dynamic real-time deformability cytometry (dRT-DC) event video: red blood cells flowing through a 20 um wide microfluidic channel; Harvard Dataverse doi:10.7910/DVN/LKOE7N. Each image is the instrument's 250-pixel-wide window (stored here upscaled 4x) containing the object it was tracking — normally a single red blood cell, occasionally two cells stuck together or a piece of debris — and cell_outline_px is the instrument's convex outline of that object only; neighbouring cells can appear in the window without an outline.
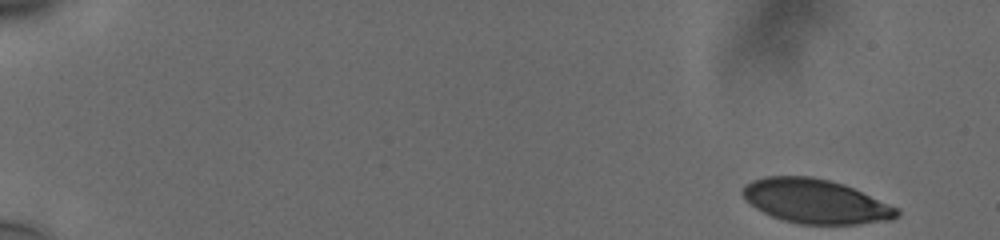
{"species": "human", "species_latin": "Homo sapiens", "temperature_condition": "cold", "stored_images_in_passage": 54, "camera_frame_rate_fps": 3000, "um_per_image_px": 0.085, "donor": {"sex": "male"}, "frame": {"image": 1, "passage_image": 1, "time_ms": 0.0, "image_size_px": [1000, 240], "cell_outline_px": [[900, 216], [892, 220], [860, 224], [800, 224], [784, 220], [772, 216], [756, 208], [740, 192], [744, 184], [752, 180], [764, 176], [812, 176], [844, 184], [900, 208]], "centroid_in_image_um": [69.36, 17.11], "position_along_channel_um": 15.6, "area_um2": 39.88}}
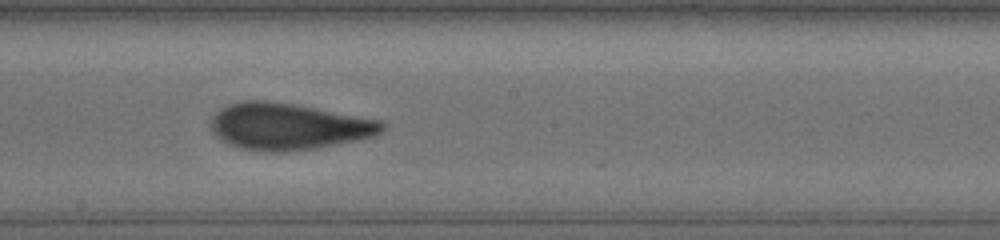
{"frame": {"image": 2, "passage_image": 31, "time_ms": 10.0, "image_size_px": [1000, 240], "cell_outline_px": [[388, 124], [380, 132], [372, 136], [356, 140], [316, 148], [284, 152], [272, 152], [240, 148], [228, 144], [220, 140], [212, 132], [208, 124], [212, 116], [220, 108], [228, 104], [244, 100], [268, 100], [292, 104], [380, 120]], "centroid_in_image_um": [24.43, 10.75], "position_along_channel_um": 223.8, "area_um2": 46.53}}
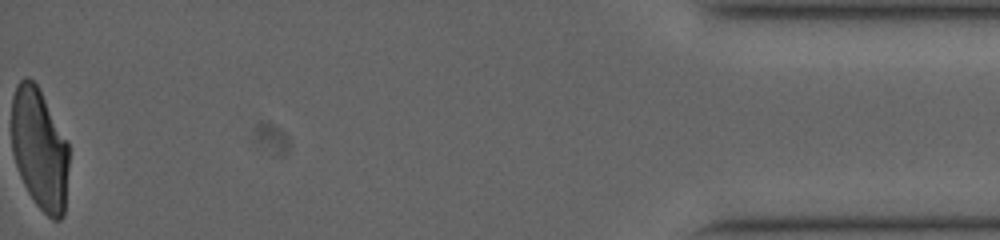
{"frame": {"image": 3, "passage_image": 54, "time_ms": 17.667, "image_size_px": [1000, 240], "cell_outline_px": [[68, 168], [64, 216], [60, 220], [52, 220], [36, 204], [28, 192], [20, 176], [12, 152], [12, 96], [16, 84], [24, 76], [28, 76], [36, 84], [68, 140]], "centroid_in_image_um": [3.36, 12.66], "position_along_channel_um": 431.8, "area_um2": 40.69}, "authors_computed_cell_mechanics": {"area_um2": 44.3037, "velocity_mm_per_s": 3.7725, "shape_relaxation_time_tau1_ms": 7.9555, "shape_relaxation_time_tau2_ms": 1.2936, "deformation_change_tau1": 0.2362, "deformation_change_tau2": 0.069}}